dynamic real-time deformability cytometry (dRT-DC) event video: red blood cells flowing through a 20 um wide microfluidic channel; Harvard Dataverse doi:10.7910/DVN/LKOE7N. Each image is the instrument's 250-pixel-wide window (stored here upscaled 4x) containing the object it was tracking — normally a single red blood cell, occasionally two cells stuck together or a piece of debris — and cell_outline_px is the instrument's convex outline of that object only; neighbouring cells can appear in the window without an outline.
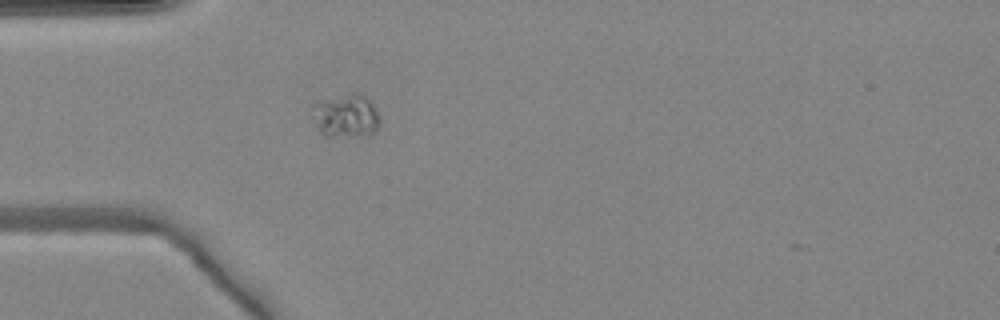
{"species": "common noctule bat (a hibernating species)", "species_latin": "Nyctalus noctula", "temperature_condition": "warm", "stored_images_in_passage": 3, "camera_frame_rate_fps": 3000, "um_per_image_px": 0.085, "animal": {"sex": "female", "body_mass_g": 24.6, "forearm_length_mm": 56.2}, "frame": {"image": 1, "passage_image": 2, "time_ms": 0.333, "image_size_px": [1000, 320], "cell_outline_px": [[380, 124], [368, 136], [324, 136], [320, 132], [312, 116], [312, 104], [324, 100], [352, 92], [360, 92], [372, 100], [376, 108], [380, 120]], "centroid_in_image_um": [29.43, 9.83], "position_along_channel_um": 55.6, "area_um2": 17.34}}